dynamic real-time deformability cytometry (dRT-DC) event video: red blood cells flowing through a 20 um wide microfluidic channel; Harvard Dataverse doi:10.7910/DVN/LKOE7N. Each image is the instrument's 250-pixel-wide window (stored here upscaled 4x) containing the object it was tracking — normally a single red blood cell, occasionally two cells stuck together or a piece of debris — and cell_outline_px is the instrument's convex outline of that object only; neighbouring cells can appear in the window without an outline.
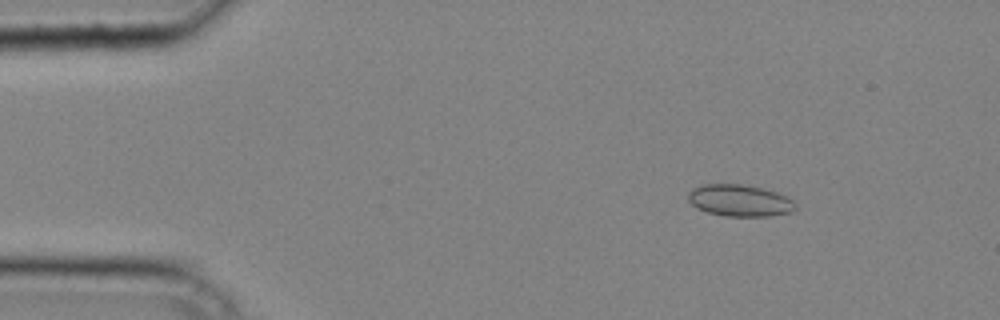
{"species": "common noctule bat (a hibernating species)", "species_latin": "Nyctalus noctula", "temperature_condition": "cold", "stored_images_in_passage": 40, "camera_frame_rate_fps": 3000, "um_per_image_px": 0.085, "animal": {"sex": "male", "body_mass_g": 20.4}, "frame": {"image": 1, "passage_image": 5, "time_ms": 1.333, "image_size_px": [1000, 320], "cell_outline_px": [[796, 208], [792, 212], [768, 216], [724, 216], [708, 212], [696, 208], [688, 200], [688, 192], [692, 188], [704, 184], [740, 184], [764, 188], [788, 196], [796, 204]], "centroid_in_image_um": [62.88, 17.04], "position_along_channel_um": 22.1, "area_um2": 20.0}}
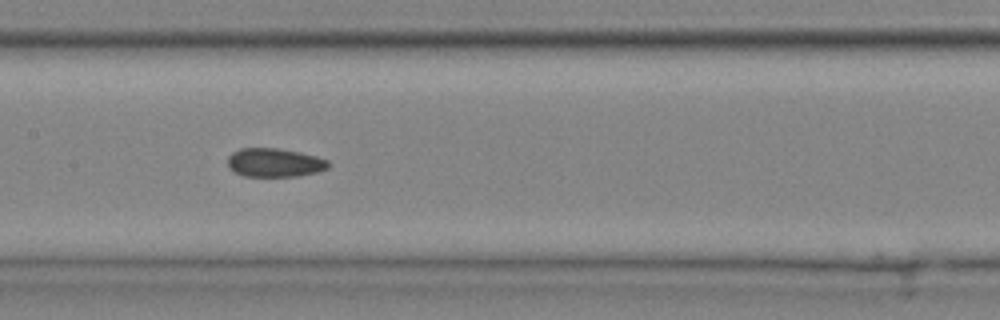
{"frame": {"image": 2, "passage_image": 20, "time_ms": 6.333, "image_size_px": [1000, 320], "cell_outline_px": [[332, 164], [328, 168], [316, 172], [296, 176], [244, 176], [228, 168], [228, 156], [232, 152], [240, 148], [276, 148], [300, 152], [316, 156], [328, 160]], "centroid_in_image_um": [23.34, 13.81], "position_along_channel_um": 184.1, "area_um2": 16.88}}
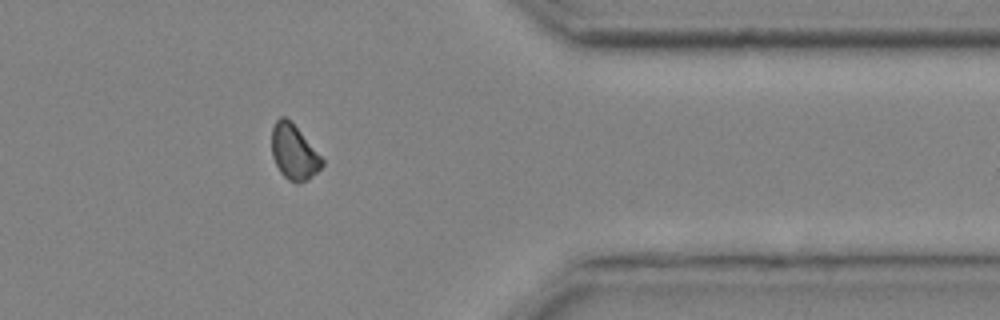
{"frame": {"image": 3, "passage_image": 34, "time_ms": 11.0, "image_size_px": [1000, 320], "cell_outline_px": [[324, 164], [308, 180], [300, 184], [296, 184], [288, 180], [280, 172], [272, 156], [272, 128], [276, 120], [280, 116], [284, 116], [300, 132], [324, 160]], "centroid_in_image_um": [24.97, 12.98], "position_along_channel_um": 386.4, "area_um2": 15.9}}